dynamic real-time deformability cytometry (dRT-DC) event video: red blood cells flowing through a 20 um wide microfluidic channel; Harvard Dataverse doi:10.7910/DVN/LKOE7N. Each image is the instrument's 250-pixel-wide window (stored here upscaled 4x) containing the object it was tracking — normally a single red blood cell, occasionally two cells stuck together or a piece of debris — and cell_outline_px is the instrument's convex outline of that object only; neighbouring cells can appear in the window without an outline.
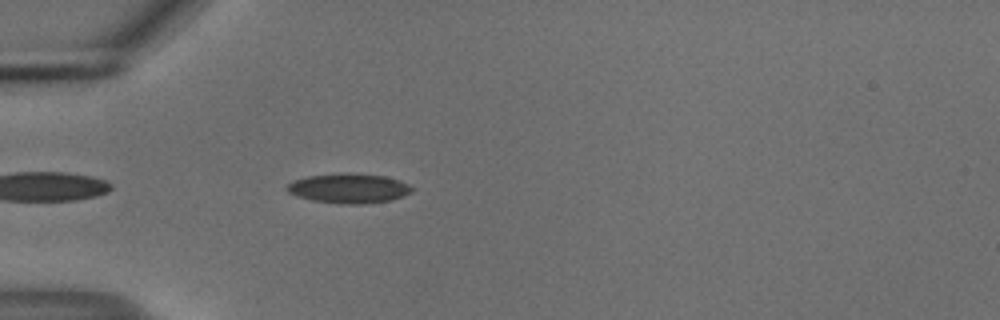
{"species": "common noctule bat (a hibernating species)", "species_latin": "Nyctalus noctula", "temperature_condition": "cold", "stored_images_in_passage": 41, "camera_frame_rate_fps": 3000, "um_per_image_px": 0.085, "animal": {"sex": "male", "body_mass_g": 18.8}, "frame": {"image": 1, "passage_image": 3, "time_ms": 0.667, "image_size_px": [1000, 320], "cell_outline_px": [[412, 192], [404, 196], [392, 200], [364, 204], [344, 204], [312, 200], [296, 196], [288, 192], [288, 184], [292, 180], [308, 176], [344, 172], [384, 176], [408, 184], [412, 188]], "centroid_in_image_um": [29.64, 16.01], "position_along_channel_um": 55.4, "area_um2": 21.56}}
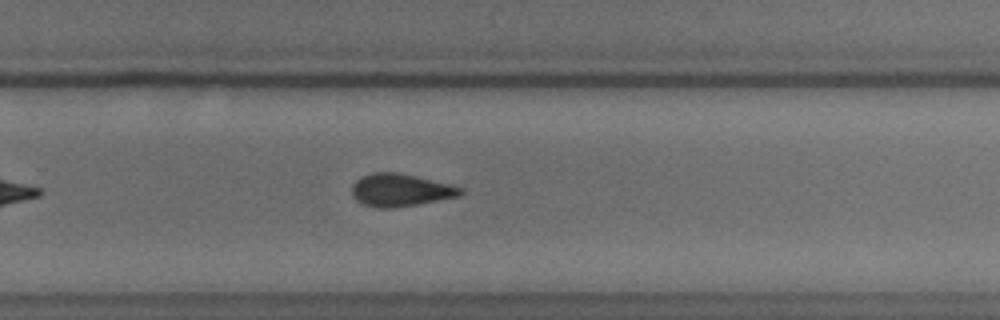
{"frame": {"image": 2, "passage_image": 23, "time_ms": 7.333, "image_size_px": [1000, 320], "cell_outline_px": [[464, 192], [460, 196], [396, 208], [376, 208], [364, 204], [356, 200], [352, 196], [352, 184], [360, 176], [372, 172], [396, 172], [448, 184], [464, 188]], "centroid_in_image_um": [34.0, 16.16], "position_along_channel_um": 295.8, "area_um2": 20.63}}
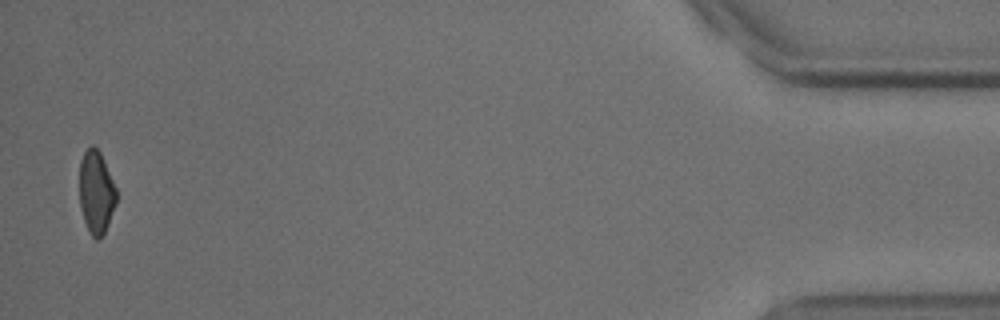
{"frame": {"image": 3, "passage_image": 40, "time_ms": 13.0, "image_size_px": [1000, 320], "cell_outline_px": [[116, 204], [108, 224], [104, 232], [96, 240], [92, 236], [84, 220], [80, 208], [80, 160], [84, 152], [92, 144], [100, 152], [104, 160], [116, 188]], "centroid_in_image_um": [8.17, 16.32], "position_along_channel_um": 427.0, "area_um2": 17.63}, "authors_computed_cell_mechanics": {"area_um2": 20.4612, "velocity_mm_per_s": 3.7448, "shape_relaxation_time_tau1_ms": 5.1157, "shape_relaxation_time_tau2_ms": 3.0659, "deformation_change_tau1": 0.1087, "deformation_change_tau2": 0.0856}}